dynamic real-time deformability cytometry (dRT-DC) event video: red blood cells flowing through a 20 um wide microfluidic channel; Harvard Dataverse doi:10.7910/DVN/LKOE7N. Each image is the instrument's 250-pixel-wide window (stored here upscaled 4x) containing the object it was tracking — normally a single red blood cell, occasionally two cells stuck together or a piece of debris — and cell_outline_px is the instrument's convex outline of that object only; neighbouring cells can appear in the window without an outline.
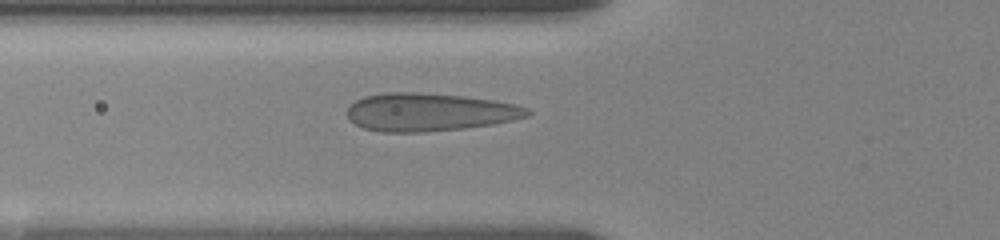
{"species": "human", "species_latin": "Homo sapiens", "temperature_condition": "room temperature", "stored_images_in_passage": 70, "camera_frame_rate_fps": 3000, "um_per_image_px": 0.085, "donor": {"sex": "female"}, "frame": {"image": 1, "passage_image": 25, "time_ms": 6.667, "image_size_px": [1000, 240], "cell_outline_px": [[532, 112], [528, 116], [512, 120], [492, 124], [464, 128], [424, 132], [380, 132], [364, 128], [356, 124], [348, 116], [348, 108], [356, 100], [364, 96], [388, 92], [420, 92], [464, 96], [496, 100], [516, 104], [528, 108]], "centroid_in_image_um": [36.53, 9.52], "position_along_channel_um": 89.3, "area_um2": 39.94}}
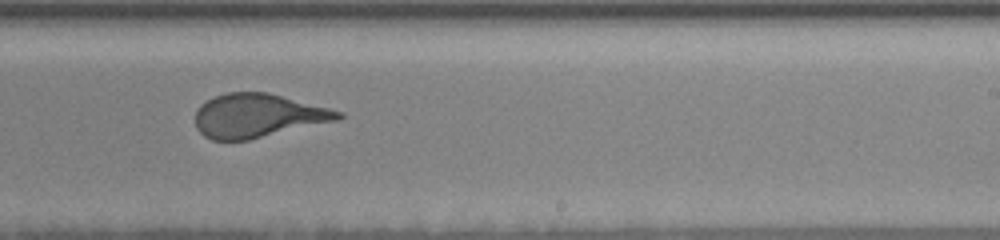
{"frame": {"image": 2, "passage_image": 44, "time_ms": 11.667, "image_size_px": [1000, 240], "cell_outline_px": [[344, 116], [340, 120], [248, 140], [212, 140], [204, 136], [196, 128], [196, 108], [200, 104], [216, 96], [228, 92], [268, 92], [344, 112]], "centroid_in_image_um": [21.93, 9.83], "position_along_channel_um": 267.1, "area_um2": 36.47}}
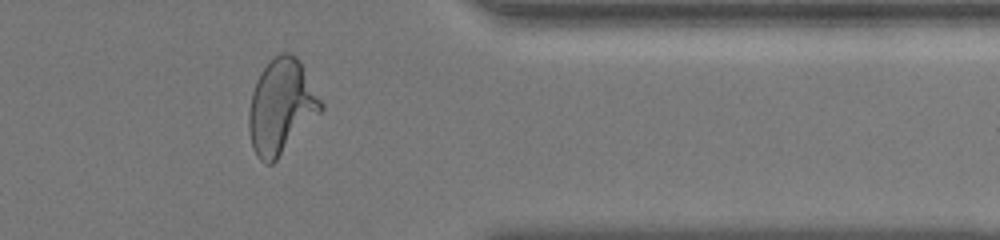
{"frame": {"image": 3, "passage_image": 56, "time_ms": 15.333, "image_size_px": [1000, 240], "cell_outline_px": [[324, 108], [276, 160], [272, 164], [264, 164], [256, 156], [252, 148], [248, 128], [248, 112], [252, 92], [256, 80], [260, 72], [280, 52], [288, 52], [296, 56], [300, 60], [324, 104]], "centroid_in_image_um": [23.89, 9.07], "position_along_channel_um": 387.5, "area_um2": 39.65}}